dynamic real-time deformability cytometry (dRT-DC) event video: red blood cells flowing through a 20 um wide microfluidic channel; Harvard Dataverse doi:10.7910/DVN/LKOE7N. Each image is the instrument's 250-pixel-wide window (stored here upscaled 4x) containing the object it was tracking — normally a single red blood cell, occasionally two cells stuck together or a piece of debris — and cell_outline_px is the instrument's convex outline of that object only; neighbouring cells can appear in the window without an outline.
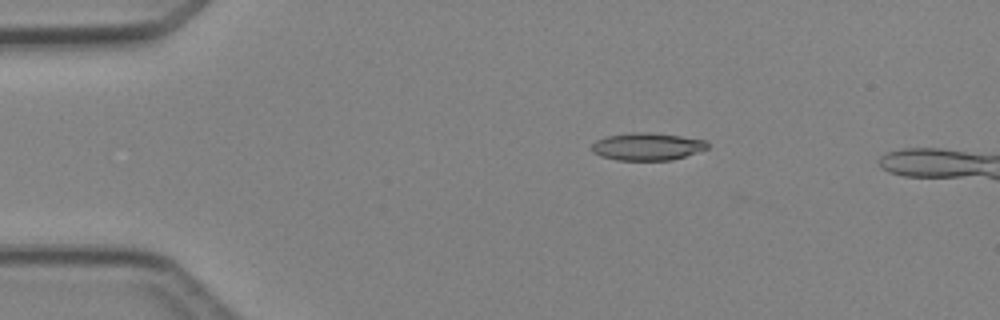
{"species": "Egyptian fruit bat (a non-hibernating species)", "species_latin": "Rousettus aegyptiacus", "temperature_condition": "cold", "stored_images_in_passage": 5, "camera_frame_rate_fps": 3000, "um_per_image_px": 0.085, "animal": {"sex": "female"}, "frame": {"image": 1, "passage_image": 3, "time_ms": 2.333, "image_size_px": [1000, 320], "cell_outline_px": [[708, 148], [672, 160], [616, 160], [600, 156], [592, 152], [592, 144], [596, 140], [608, 136], [632, 132], [648, 132], [680, 136], [708, 140]], "centroid_in_image_um": [55.0, 12.45], "position_along_channel_um": 30.0, "area_um2": 18.5}}